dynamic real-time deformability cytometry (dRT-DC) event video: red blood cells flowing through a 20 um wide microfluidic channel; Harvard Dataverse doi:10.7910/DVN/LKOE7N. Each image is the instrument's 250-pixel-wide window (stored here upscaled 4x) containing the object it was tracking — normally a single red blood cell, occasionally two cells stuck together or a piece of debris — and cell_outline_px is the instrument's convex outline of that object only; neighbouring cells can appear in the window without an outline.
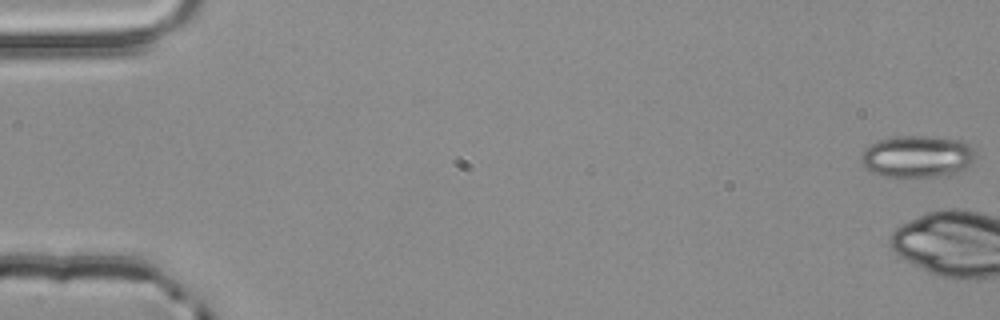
{"species": "common noctule bat (a hibernating species)", "species_latin": "Nyctalus noctula", "temperature_condition": "room temperature", "stored_images_in_passage": 5, "camera_frame_rate_fps": 3000, "um_per_image_px": 0.085, "animal": {"sex": "male", "body_mass_g": 20.4}, "frame": {"image": 1, "passage_image": 1, "time_ms": 0.0, "image_size_px": [1000, 320], "cell_outline_px": [[976, 156], [960, 172], [936, 176], [904, 180], [884, 176], [872, 172], [864, 168], [860, 160], [860, 156], [864, 148], [880, 140], [896, 136], [924, 136], [960, 140], [976, 148]], "centroid_in_image_um": [77.93, 13.34], "position_along_channel_um": 7.1, "area_um2": 28.61}}